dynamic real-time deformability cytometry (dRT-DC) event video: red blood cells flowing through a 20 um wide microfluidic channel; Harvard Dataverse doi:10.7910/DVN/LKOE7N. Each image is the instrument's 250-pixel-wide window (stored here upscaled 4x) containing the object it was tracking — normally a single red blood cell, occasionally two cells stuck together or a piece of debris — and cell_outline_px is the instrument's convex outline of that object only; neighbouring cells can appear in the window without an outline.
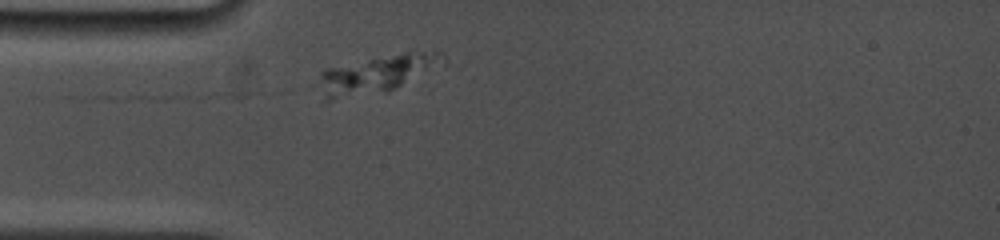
{"species": "common noctule bat (a hibernating species)", "species_latin": "Nyctalus noctula", "temperature_condition": "cold", "stored_images_in_passage": 9, "camera_frame_rate_fps": 5000, "um_per_image_px": 0.085, "animal": {"sex": "female", "body_mass_g": 19.0, "forearm_length_mm": 53.3}, "frame": {"image": 1, "passage_image": 2, "time_ms": 0.6, "image_size_px": [1000, 240], "cell_outline_px": [[460, 68], [396, 88], [328, 100], [320, 76], [320, 72], [324, 68], [408, 52], [436, 48], [444, 52], [460, 64]], "centroid_in_image_um": [32.73, 6.18], "position_along_channel_um": 52.3, "area_um2": 29.19}}
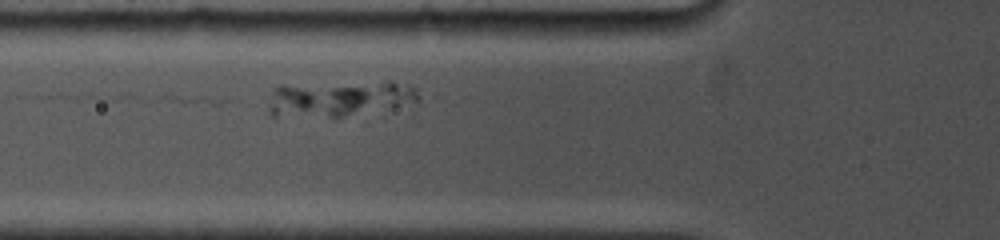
{"frame": {"image": 2, "passage_image": 4, "time_ms": 2.0, "image_size_px": [1000, 240], "cell_outline_px": [[420, 100], [344, 116], [272, 116], [268, 112], [268, 108], [272, 88], [276, 84], [388, 80], [392, 80], [408, 84], [416, 88]], "centroid_in_image_um": [28.75, 8.3], "position_along_channel_um": 97.1, "area_um2": 31.79}}